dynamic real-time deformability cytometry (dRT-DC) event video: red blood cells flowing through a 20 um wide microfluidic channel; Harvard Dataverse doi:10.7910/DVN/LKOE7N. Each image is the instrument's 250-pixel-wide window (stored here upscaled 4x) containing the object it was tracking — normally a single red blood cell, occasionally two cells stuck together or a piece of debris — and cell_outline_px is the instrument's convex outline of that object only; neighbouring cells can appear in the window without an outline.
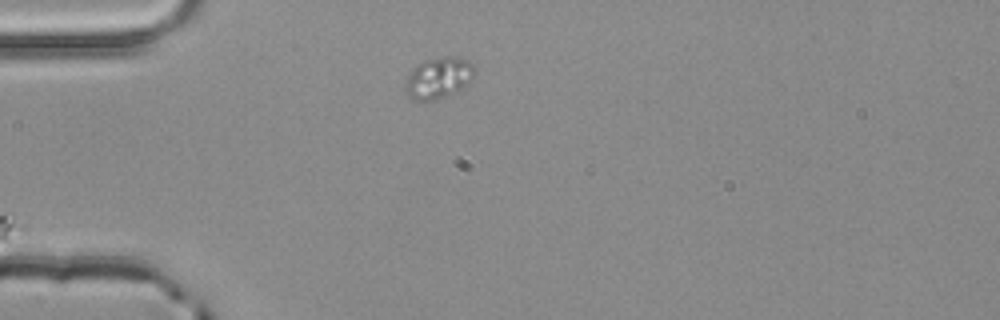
{"species": "common noctule bat (a hibernating species)", "species_latin": "Nyctalus noctula", "temperature_condition": "room temperature", "stored_images_in_passage": 1, "camera_frame_rate_fps": 3000, "um_per_image_px": 0.085, "animal": {"sex": "male", "body_mass_g": 20.4}, "frame": {"image": 1, "passage_image": 1, "time_ms": 0.0, "image_size_px": [1000, 320], "cell_outline_px": [[476, 72], [468, 84], [464, 88], [448, 96], [432, 100], [412, 100], [408, 96], [404, 88], [404, 84], [408, 72], [416, 64], [424, 60], [444, 56], [460, 56], [472, 64]], "centroid_in_image_um": [37.26, 6.61], "position_along_channel_um": 47.7, "area_um2": 17.11}}